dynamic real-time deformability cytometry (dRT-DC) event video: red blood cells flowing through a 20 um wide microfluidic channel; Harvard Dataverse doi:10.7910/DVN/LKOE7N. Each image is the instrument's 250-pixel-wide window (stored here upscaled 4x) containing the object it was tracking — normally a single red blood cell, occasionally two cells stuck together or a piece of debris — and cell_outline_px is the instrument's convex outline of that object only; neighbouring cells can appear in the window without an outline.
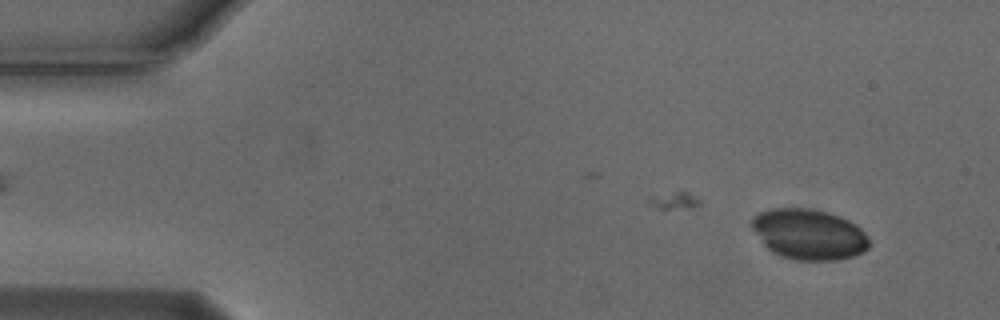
{"species": "Egyptian fruit bat (a non-hibernating species)", "species_latin": "Rousettus aegyptiacus", "temperature_condition": "cold", "stored_images_in_passage": 51, "camera_frame_rate_fps": 3000, "um_per_image_px": 0.085, "animal": {"sex": "male"}, "frame": {"image": 1, "passage_image": 4, "time_ms": 1.0, "image_size_px": [1000, 320], "cell_outline_px": [[868, 248], [864, 252], [852, 256], [836, 260], [796, 260], [780, 256], [772, 252], [764, 244], [752, 228], [752, 220], [760, 212], [772, 208], [812, 208], [828, 212], [840, 216], [856, 224], [864, 232], [868, 240]], "centroid_in_image_um": [68.77, 19.91], "position_along_channel_um": 16.2, "area_um2": 34.45}}
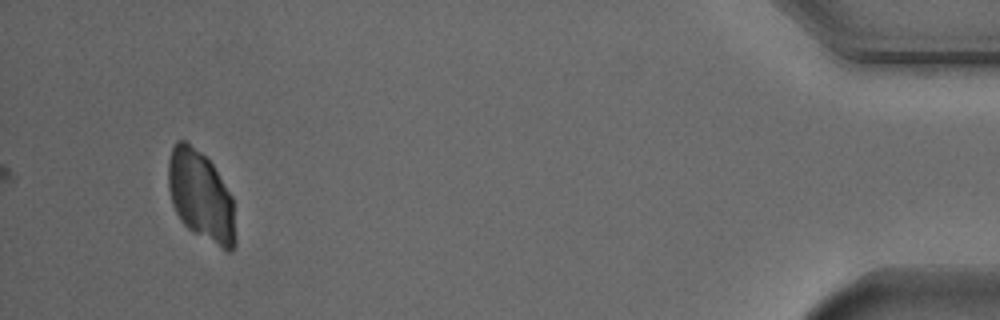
{"frame": {"image": 2, "passage_image": 51, "time_ms": 16.667, "image_size_px": [1000, 320], "cell_outline_px": [[236, 244], [232, 252], [228, 252], [192, 232], [180, 220], [172, 204], [168, 188], [168, 160], [172, 148], [176, 140], [184, 140], [200, 152], [212, 164], [232, 196], [236, 240]], "centroid_in_image_um": [17.07, 16.69], "position_along_channel_um": 418.1, "area_um2": 35.32}}